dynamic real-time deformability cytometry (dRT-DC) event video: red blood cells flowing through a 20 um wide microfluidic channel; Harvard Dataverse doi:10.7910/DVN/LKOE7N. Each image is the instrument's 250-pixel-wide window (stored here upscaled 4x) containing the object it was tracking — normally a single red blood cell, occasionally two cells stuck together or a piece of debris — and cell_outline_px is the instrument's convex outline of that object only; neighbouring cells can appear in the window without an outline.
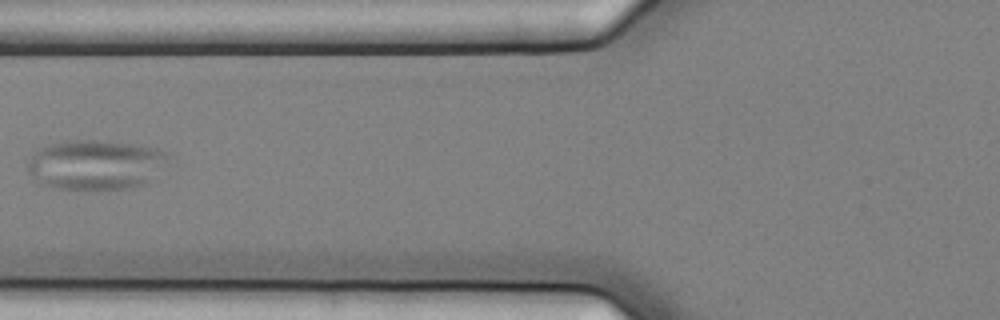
{"species": "common noctule bat (a hibernating species)", "species_latin": "Nyctalus noctula", "temperature_condition": "cold", "stored_images_in_passage": 7, "camera_frame_rate_fps": 3000, "um_per_image_px": 0.085, "animal": {"sex": "female", "body_mass_g": 25.1}, "frame": {"image": 1, "passage_image": 7, "time_ms": 2.0, "image_size_px": [1000, 320], "cell_outline_px": [[168, 156], [148, 184], [128, 188], [52, 188], [40, 184], [32, 180], [28, 168], [28, 160], [40, 148], [48, 144], [80, 140], [96, 140], [132, 144], [156, 148], [164, 152]], "centroid_in_image_um": [8.07, 14.0], "position_along_channel_um": 117.7, "area_um2": 40.17}}